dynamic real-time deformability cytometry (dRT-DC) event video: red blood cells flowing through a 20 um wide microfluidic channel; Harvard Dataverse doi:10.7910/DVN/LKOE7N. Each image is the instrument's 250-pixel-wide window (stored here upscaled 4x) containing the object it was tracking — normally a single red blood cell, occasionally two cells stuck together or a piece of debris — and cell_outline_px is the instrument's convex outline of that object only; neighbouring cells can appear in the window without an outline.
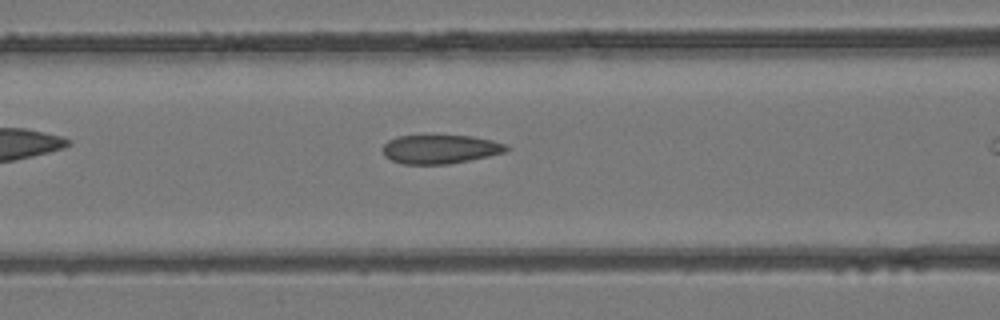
{"species": "common noctule bat (a hibernating species)", "species_latin": "Nyctalus noctula", "temperature_condition": "room temperature", "stored_images_in_passage": 14, "camera_frame_rate_fps": 3000, "um_per_image_px": 0.085, "animal": {"sex": "female", "body_mass_g": 24.6, "forearm_length_mm": 56.2}, "frame": {"image": 1, "passage_image": 7, "time_ms": 2.0, "image_size_px": [1000, 320], "cell_outline_px": [[512, 148], [504, 152], [488, 156], [448, 164], [404, 164], [392, 160], [384, 156], [384, 144], [388, 140], [396, 136], [472, 136], [492, 140], [508, 144]], "centroid_in_image_um": [37.45, 12.68], "position_along_channel_um": 129.2, "area_um2": 20.69}}
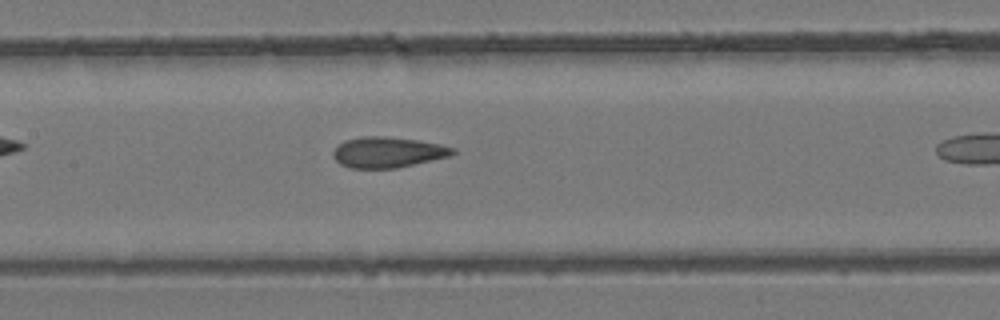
{"frame": {"image": 2, "passage_image": 10, "time_ms": 3.0, "image_size_px": [1000, 320], "cell_outline_px": [[456, 152], [448, 156], [432, 160], [396, 168], [348, 168], [340, 164], [332, 156], [332, 152], [344, 140], [364, 136], [384, 136], [416, 140], [440, 144], [456, 148]], "centroid_in_image_um": [32.94, 12.94], "position_along_channel_um": 174.5, "area_um2": 21.27}}